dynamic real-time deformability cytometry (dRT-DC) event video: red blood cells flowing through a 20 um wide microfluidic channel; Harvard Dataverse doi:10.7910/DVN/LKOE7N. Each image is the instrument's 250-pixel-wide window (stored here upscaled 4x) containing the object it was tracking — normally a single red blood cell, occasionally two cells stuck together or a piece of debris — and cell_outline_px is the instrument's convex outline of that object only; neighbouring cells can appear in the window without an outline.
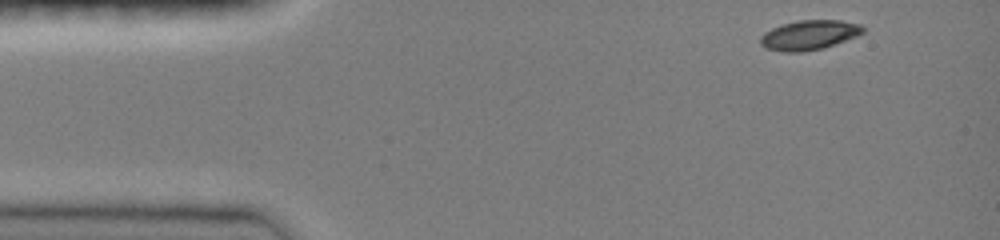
{"species": "common noctule bat (a hibernating species)", "species_latin": "Nyctalus noctula", "temperature_condition": "room temperature", "stored_images_in_passage": 40, "camera_frame_rate_fps": 3000, "um_per_image_px": 0.085, "animal": {"sex": "female", "body_mass_g": 19.0, "forearm_length_mm": 51.5}, "frame": {"image": 1, "passage_image": 1, "time_ms": 0.0, "image_size_px": [1000, 240], "cell_outline_px": [[864, 32], [856, 36], [824, 48], [800, 52], [784, 52], [764, 48], [760, 44], [760, 36], [764, 32], [780, 24], [800, 20], [840, 20], [860, 24], [864, 28]], "centroid_in_image_um": [68.74, 2.98], "position_along_channel_um": 16.3, "area_um2": 17.8}}
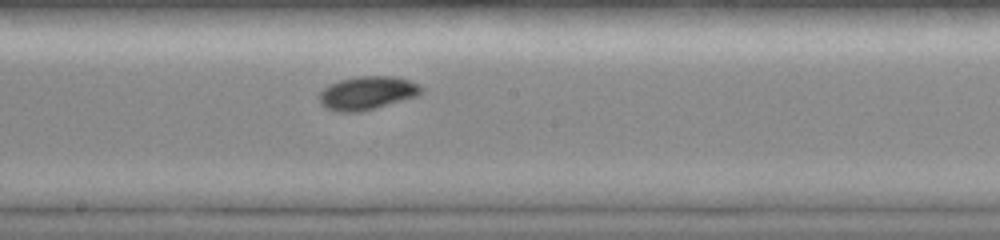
{"frame": {"image": 2, "passage_image": 22, "time_ms": 7.0, "image_size_px": [1000, 240], "cell_outline_px": [[424, 92], [416, 96], [360, 112], [336, 112], [320, 104], [316, 96], [328, 84], [340, 80], [360, 76], [392, 76], [408, 80], [420, 84], [424, 88]], "centroid_in_image_um": [31.18, 7.9], "position_along_channel_um": 217.0, "area_um2": 19.94}}
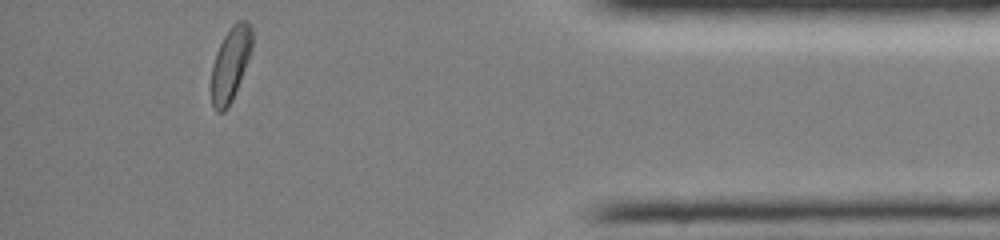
{"frame": {"image": 3, "passage_image": 39, "time_ms": 12.667, "image_size_px": [1000, 240], "cell_outline_px": [[252, 48], [248, 60], [232, 100], [228, 108], [224, 112], [216, 112], [212, 108], [212, 64], [216, 52], [224, 36], [232, 24], [236, 20], [248, 20], [252, 28]], "centroid_in_image_um": [19.59, 5.42], "position_along_channel_um": 415.6, "area_um2": 17.63}, "authors_computed_cell_mechanics": {"area_um2": 18.496, "velocity_mm_per_s": 4.074, "shape_relaxation_time_tau1_ms": 2.4489, "shape_relaxation_time_tau2_ms": 6.8943, "deformation_change_tau1": 0.1486, "deformation_change_tau2": 0.0799}}